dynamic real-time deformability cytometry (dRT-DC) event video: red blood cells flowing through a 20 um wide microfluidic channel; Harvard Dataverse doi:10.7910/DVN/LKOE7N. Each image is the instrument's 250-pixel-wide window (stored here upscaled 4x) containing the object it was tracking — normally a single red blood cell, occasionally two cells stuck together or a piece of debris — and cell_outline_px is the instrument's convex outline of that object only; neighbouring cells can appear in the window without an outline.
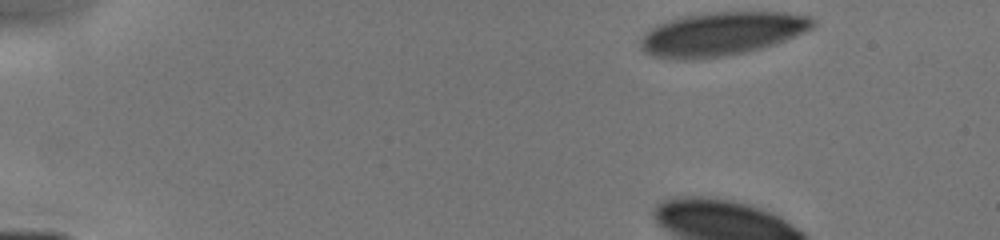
{"species": "human", "species_latin": "Homo sapiens", "temperature_condition": "cold", "stored_images_in_passage": 31, "camera_frame_rate_fps": 3000, "um_per_image_px": 0.085, "donor": {"sex": "male"}, "frame": {"image": 1, "passage_image": 1, "time_ms": 0.0, "image_size_px": [1000, 240], "cell_outline_px": [[816, 24], [812, 28], [776, 44], [744, 52], [724, 56], [692, 60], [672, 60], [652, 56], [644, 52], [640, 48], [640, 40], [644, 32], [648, 28], [656, 24], [668, 20], [684, 16], [704, 12], [788, 12], [808, 16], [816, 20]], "centroid_in_image_um": [61.28, 2.88], "position_along_channel_um": 23.7, "area_um2": 44.27}}